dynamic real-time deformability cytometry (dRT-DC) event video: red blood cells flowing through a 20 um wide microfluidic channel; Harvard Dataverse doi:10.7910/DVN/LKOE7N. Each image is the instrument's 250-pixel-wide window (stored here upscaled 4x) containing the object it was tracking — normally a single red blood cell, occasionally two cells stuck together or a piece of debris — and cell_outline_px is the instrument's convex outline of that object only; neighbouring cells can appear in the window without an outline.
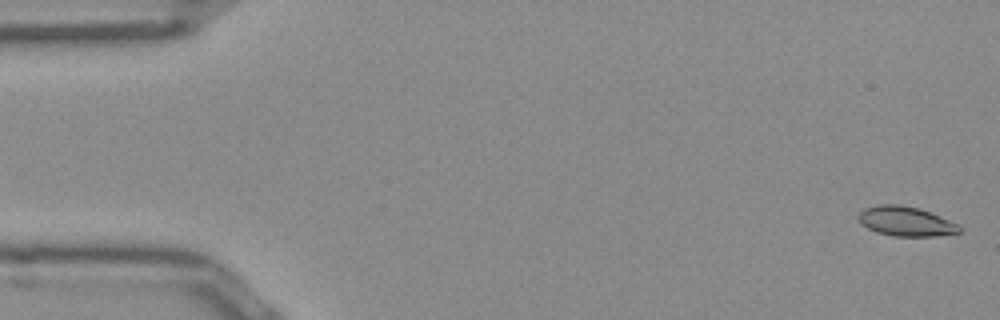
{"species": "Egyptian fruit bat (a non-hibernating species)", "species_latin": "Rousettus aegyptiacus", "temperature_condition": "room temperature", "stored_images_in_passage": 15, "camera_frame_rate_fps": 3000, "um_per_image_px": 0.085, "frame": {"image": 1, "passage_image": 1, "time_ms": 0.0, "image_size_px": [1000, 320], "cell_outline_px": [[960, 232], [936, 236], [892, 236], [876, 232], [860, 224], [856, 216], [864, 208], [876, 204], [900, 204], [920, 208], [940, 216], [956, 224], [960, 228]], "centroid_in_image_um": [76.92, 18.8], "position_along_channel_um": 8.1, "area_um2": 17.51}}